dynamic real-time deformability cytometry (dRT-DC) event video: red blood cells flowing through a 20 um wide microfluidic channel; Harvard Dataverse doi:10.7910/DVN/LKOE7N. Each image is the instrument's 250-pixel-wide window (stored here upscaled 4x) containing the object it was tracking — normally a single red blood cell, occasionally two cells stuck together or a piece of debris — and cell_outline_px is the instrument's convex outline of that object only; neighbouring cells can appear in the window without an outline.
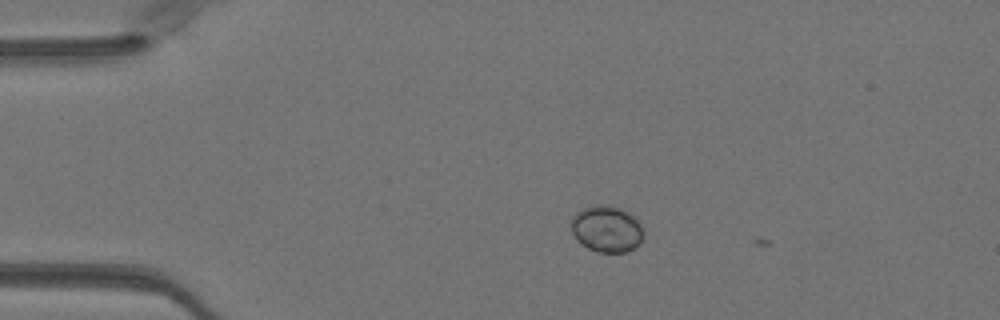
{"species": "Egyptian fruit bat (a non-hibernating species)", "species_latin": "Rousettus aegyptiacus", "temperature_condition": "warm", "stored_images_in_passage": 8, "camera_frame_rate_fps": 3000, "um_per_image_px": 0.085, "animal": {"sex": "female"}, "frame": {"image": 1, "passage_image": 3, "time_ms": 0.667, "image_size_px": [1000, 320], "cell_outline_px": [[644, 232], [640, 244], [624, 252], [596, 252], [588, 248], [576, 240], [572, 232], [572, 216], [576, 212], [584, 208], [596, 204], [608, 204], [620, 208], [628, 212], [640, 224]], "centroid_in_image_um": [51.55, 19.45], "position_along_channel_um": 33.4, "area_um2": 19.59}}